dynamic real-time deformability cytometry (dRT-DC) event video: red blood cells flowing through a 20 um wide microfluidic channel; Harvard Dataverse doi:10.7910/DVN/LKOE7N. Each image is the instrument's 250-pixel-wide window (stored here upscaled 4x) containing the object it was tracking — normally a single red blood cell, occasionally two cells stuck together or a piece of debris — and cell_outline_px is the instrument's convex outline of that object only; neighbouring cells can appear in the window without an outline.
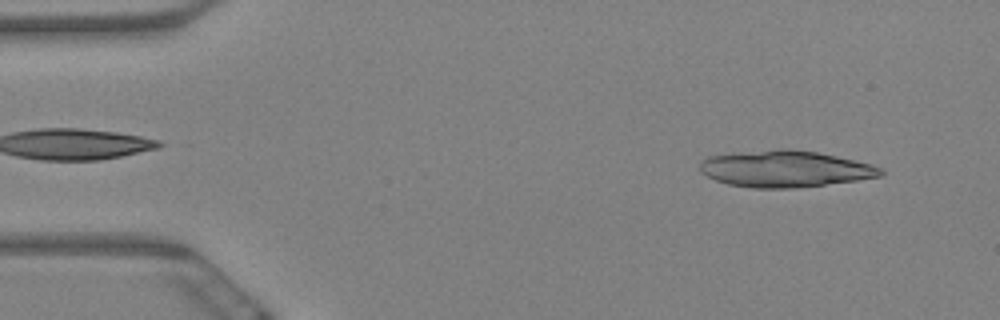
{"species": "Egyptian fruit bat (a non-hibernating species)", "species_latin": "Rousettus aegyptiacus", "temperature_condition": "warm", "stored_images_in_passage": 4, "camera_frame_rate_fps": 3000, "um_per_image_px": 0.085, "animal": {"sex": "female"}, "frame": {"image": 1, "passage_image": 1, "time_ms": 0.0, "image_size_px": [1000, 320], "cell_outline_px": [[884, 172], [880, 176], [856, 180], [796, 188], [752, 188], [728, 184], [716, 180], [700, 172], [700, 164], [708, 156], [740, 152], [780, 148], [784, 148], [816, 152], [836, 156], [872, 164], [884, 168]], "centroid_in_image_um": [66.74, 14.35], "position_along_channel_um": 18.3, "area_um2": 38.38}}